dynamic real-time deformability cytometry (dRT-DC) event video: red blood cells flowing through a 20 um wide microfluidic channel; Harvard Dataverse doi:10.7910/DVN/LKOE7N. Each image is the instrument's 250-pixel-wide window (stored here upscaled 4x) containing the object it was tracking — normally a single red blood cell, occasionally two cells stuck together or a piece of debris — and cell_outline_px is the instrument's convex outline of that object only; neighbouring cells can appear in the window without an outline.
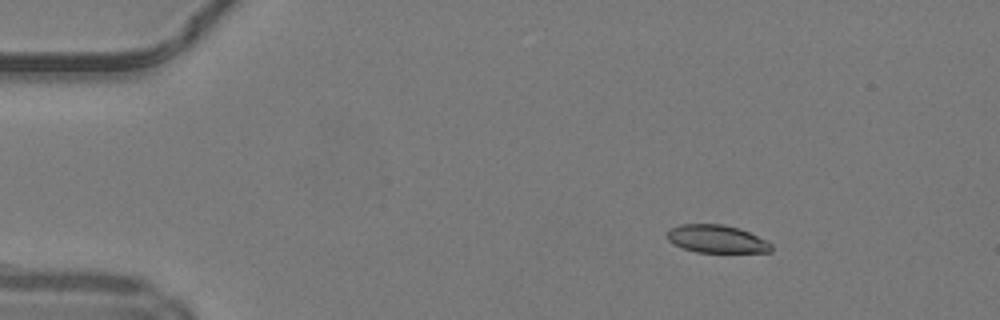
{"species": "common noctule bat (a hibernating species)", "species_latin": "Nyctalus noctula", "temperature_condition": "warm", "stored_images_in_passage": 43, "camera_frame_rate_fps": 3000, "um_per_image_px": 0.085, "animal": {"sex": "male", "body_mass_g": 19.2, "forearm_length_mm": 51.8}, "frame": {"image": 1, "passage_image": 1, "time_ms": 0.0, "image_size_px": [1000, 320], "cell_outline_px": [[772, 252], [696, 252], [684, 248], [668, 240], [668, 228], [680, 224], [724, 224], [748, 232], [772, 244]], "centroid_in_image_um": [60.9, 20.31], "position_along_channel_um": 24.1, "area_um2": 16.65}}
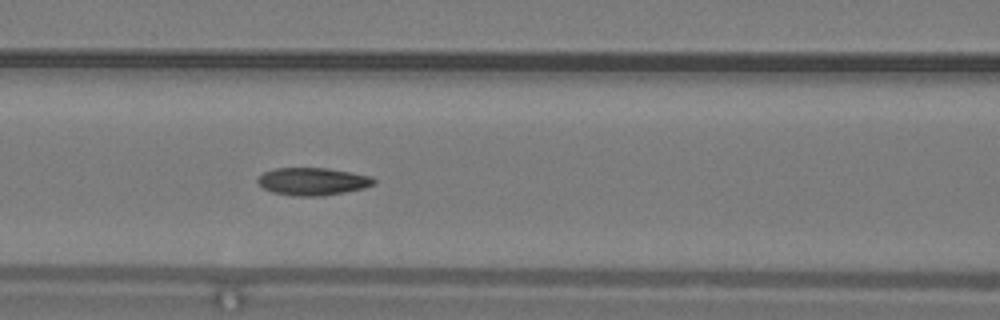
{"frame": {"image": 2, "passage_image": 15, "time_ms": 4.667, "image_size_px": [1000, 320], "cell_outline_px": [[376, 184], [364, 188], [324, 196], [292, 196], [272, 192], [264, 188], [256, 180], [264, 172], [276, 168], [328, 168], [372, 176], [376, 180]], "centroid_in_image_um": [26.61, 15.42], "position_along_channel_um": 140.0, "area_um2": 18.73}}
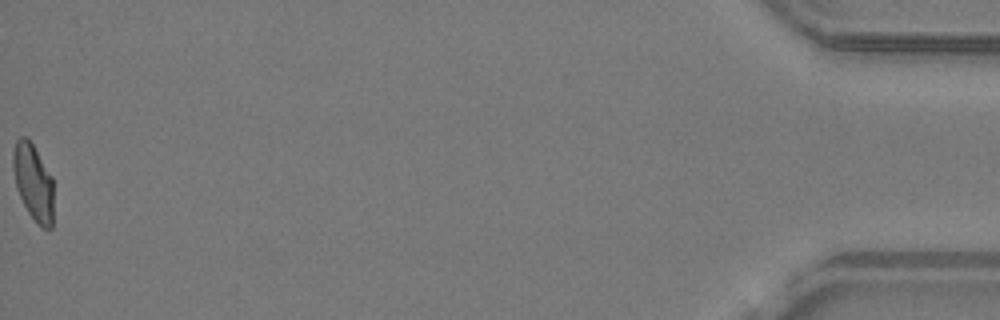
{"frame": {"image": 3, "passage_image": 43, "time_ms": 14.0, "image_size_px": [1000, 320], "cell_outline_px": [[52, 228], [40, 228], [36, 224], [28, 212], [16, 188], [12, 168], [12, 152], [16, 140], [20, 136], [24, 136], [32, 144], [52, 176]], "centroid_in_image_um": [2.8, 15.49], "position_along_channel_um": 432.4, "area_um2": 18.03}, "authors_computed_cell_mechanics": {"area_um2": 18.4382, "velocity_mm_per_s": 4.2285, "shape_relaxation_time_tau1_ms": 7.572, "shape_relaxation_time_tau2_ms": 1.1678, "deformation_change_tau1": 0.205, "deformation_change_tau2": 0.0629}}